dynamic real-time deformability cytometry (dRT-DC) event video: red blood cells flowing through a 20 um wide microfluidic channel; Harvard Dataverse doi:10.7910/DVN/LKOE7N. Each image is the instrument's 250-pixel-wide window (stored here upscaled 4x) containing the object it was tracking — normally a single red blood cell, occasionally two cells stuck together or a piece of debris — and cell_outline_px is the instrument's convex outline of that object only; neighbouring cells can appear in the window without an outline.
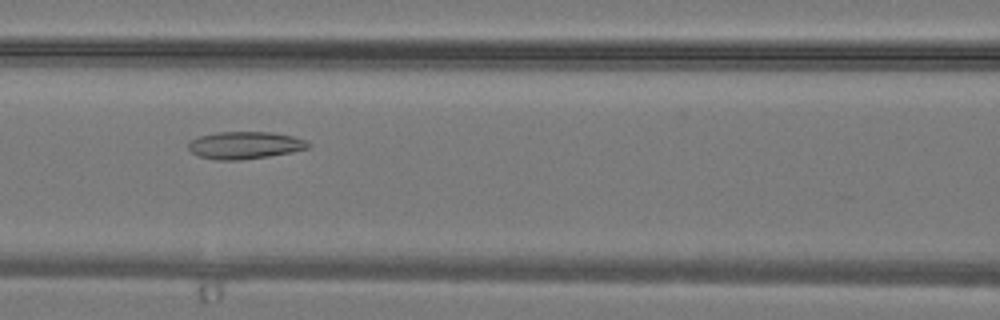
{"species": "common noctule bat (a hibernating species)", "species_latin": "Nyctalus noctula", "temperature_condition": "warm", "stored_images_in_passage": 13, "camera_frame_rate_fps": 3000, "um_per_image_px": 0.085, "animal": {"sex": "male", "body_mass_g": 19.2, "forearm_length_mm": 51.8}, "frame": {"image": 1, "passage_image": 9, "time_ms": 2.667, "image_size_px": [1000, 320], "cell_outline_px": [[312, 144], [308, 148], [292, 152], [268, 156], [240, 160], [216, 160], [200, 156], [192, 152], [188, 148], [188, 144], [192, 140], [200, 136], [216, 132], [272, 132], [292, 136], [304, 140]], "centroid_in_image_um": [20.82, 12.34], "position_along_channel_um": 145.8, "area_um2": 18.96}}
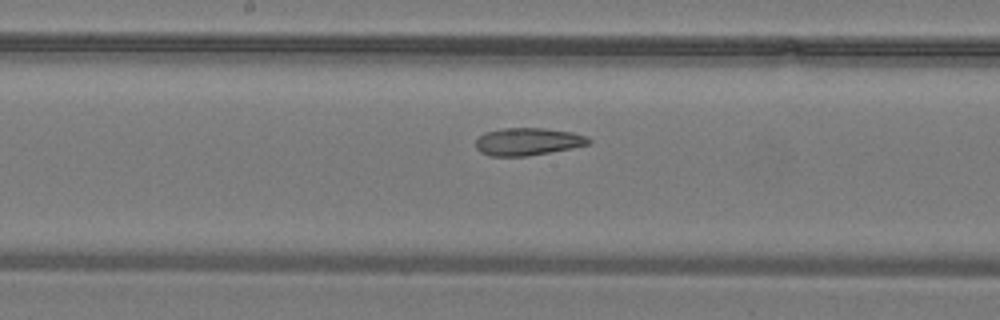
{"frame": {"image": 2, "passage_image": 12, "time_ms": 3.667, "image_size_px": [1000, 320], "cell_outline_px": [[592, 144], [572, 148], [528, 156], [488, 156], [480, 152], [476, 148], [476, 140], [484, 132], [504, 128], [544, 128], [572, 132], [588, 136], [592, 140]], "centroid_in_image_um": [44.89, 12.04], "position_along_channel_um": 203.3, "area_um2": 18.32}}